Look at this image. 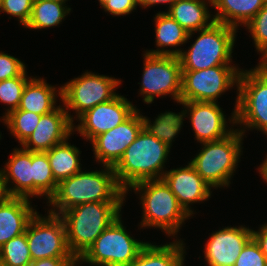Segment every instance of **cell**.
Returning <instances> with one entry per match:
<instances>
[{"mask_svg": "<svg viewBox=\"0 0 267 266\" xmlns=\"http://www.w3.org/2000/svg\"><path fill=\"white\" fill-rule=\"evenodd\" d=\"M83 172L58 183L55 194L47 203L52 205L48 212L60 215L62 212L83 203L123 202L126 192L118 184L113 167Z\"/></svg>", "mask_w": 267, "mask_h": 266, "instance_id": "cell-1", "label": "cell"}, {"mask_svg": "<svg viewBox=\"0 0 267 266\" xmlns=\"http://www.w3.org/2000/svg\"><path fill=\"white\" fill-rule=\"evenodd\" d=\"M169 152L170 147L143 128L113 167L118 184L127 194L134 184L162 179Z\"/></svg>", "mask_w": 267, "mask_h": 266, "instance_id": "cell-2", "label": "cell"}, {"mask_svg": "<svg viewBox=\"0 0 267 266\" xmlns=\"http://www.w3.org/2000/svg\"><path fill=\"white\" fill-rule=\"evenodd\" d=\"M123 203H83L59 215L65 225L68 248L77 260L96 238L121 215Z\"/></svg>", "mask_w": 267, "mask_h": 266, "instance_id": "cell-3", "label": "cell"}, {"mask_svg": "<svg viewBox=\"0 0 267 266\" xmlns=\"http://www.w3.org/2000/svg\"><path fill=\"white\" fill-rule=\"evenodd\" d=\"M131 189L140 192L143 208L141 228H159L167 236L174 237L184 221L191 216L162 179L142 181L134 184L129 190Z\"/></svg>", "mask_w": 267, "mask_h": 266, "instance_id": "cell-4", "label": "cell"}, {"mask_svg": "<svg viewBox=\"0 0 267 266\" xmlns=\"http://www.w3.org/2000/svg\"><path fill=\"white\" fill-rule=\"evenodd\" d=\"M243 134L237 129L228 136L202 142V150L190 161L197 173L212 187H228L237 168L242 149Z\"/></svg>", "mask_w": 267, "mask_h": 266, "instance_id": "cell-5", "label": "cell"}, {"mask_svg": "<svg viewBox=\"0 0 267 266\" xmlns=\"http://www.w3.org/2000/svg\"><path fill=\"white\" fill-rule=\"evenodd\" d=\"M236 28L219 22L199 30L188 51L178 56L182 71H196L219 65H230L236 39Z\"/></svg>", "mask_w": 267, "mask_h": 266, "instance_id": "cell-6", "label": "cell"}, {"mask_svg": "<svg viewBox=\"0 0 267 266\" xmlns=\"http://www.w3.org/2000/svg\"><path fill=\"white\" fill-rule=\"evenodd\" d=\"M237 99L230 121L234 124H242L238 129L245 135V129H256L264 132L267 130V77L256 69H241L238 86Z\"/></svg>", "mask_w": 267, "mask_h": 266, "instance_id": "cell-7", "label": "cell"}, {"mask_svg": "<svg viewBox=\"0 0 267 266\" xmlns=\"http://www.w3.org/2000/svg\"><path fill=\"white\" fill-rule=\"evenodd\" d=\"M147 243L138 241L127 233L120 215L96 238L77 263L129 266Z\"/></svg>", "mask_w": 267, "mask_h": 266, "instance_id": "cell-8", "label": "cell"}, {"mask_svg": "<svg viewBox=\"0 0 267 266\" xmlns=\"http://www.w3.org/2000/svg\"><path fill=\"white\" fill-rule=\"evenodd\" d=\"M121 80L113 77L99 75L92 72H85L80 77L74 78L65 83L62 87V102L71 122H74L86 111L100 103L115 98V90ZM70 109L75 110L77 117H72Z\"/></svg>", "mask_w": 267, "mask_h": 266, "instance_id": "cell-9", "label": "cell"}, {"mask_svg": "<svg viewBox=\"0 0 267 266\" xmlns=\"http://www.w3.org/2000/svg\"><path fill=\"white\" fill-rule=\"evenodd\" d=\"M143 74L140 94L143 101L151 104L155 96L171 95L173 100L180 101L182 68L178 56L152 55L144 53Z\"/></svg>", "mask_w": 267, "mask_h": 266, "instance_id": "cell-10", "label": "cell"}, {"mask_svg": "<svg viewBox=\"0 0 267 266\" xmlns=\"http://www.w3.org/2000/svg\"><path fill=\"white\" fill-rule=\"evenodd\" d=\"M241 69L219 65L196 71H182L181 101L218 102L224 92L238 86Z\"/></svg>", "mask_w": 267, "mask_h": 266, "instance_id": "cell-11", "label": "cell"}, {"mask_svg": "<svg viewBox=\"0 0 267 266\" xmlns=\"http://www.w3.org/2000/svg\"><path fill=\"white\" fill-rule=\"evenodd\" d=\"M47 214L48 216L42 217L36 212L26 227L32 261L45 258H75L67 245L62 218L50 212Z\"/></svg>", "mask_w": 267, "mask_h": 266, "instance_id": "cell-12", "label": "cell"}, {"mask_svg": "<svg viewBox=\"0 0 267 266\" xmlns=\"http://www.w3.org/2000/svg\"><path fill=\"white\" fill-rule=\"evenodd\" d=\"M143 128L142 114L137 108L125 121L90 141L96 161L114 167Z\"/></svg>", "mask_w": 267, "mask_h": 266, "instance_id": "cell-13", "label": "cell"}, {"mask_svg": "<svg viewBox=\"0 0 267 266\" xmlns=\"http://www.w3.org/2000/svg\"><path fill=\"white\" fill-rule=\"evenodd\" d=\"M130 101L122 95L96 105L83 113L78 119L80 123L73 130L86 140L103 134L125 121L135 110Z\"/></svg>", "mask_w": 267, "mask_h": 266, "instance_id": "cell-14", "label": "cell"}, {"mask_svg": "<svg viewBox=\"0 0 267 266\" xmlns=\"http://www.w3.org/2000/svg\"><path fill=\"white\" fill-rule=\"evenodd\" d=\"M177 103L182 104L189 115L195 138L199 143L222 139L234 130L229 129L226 115L217 102L180 100Z\"/></svg>", "mask_w": 267, "mask_h": 266, "instance_id": "cell-15", "label": "cell"}, {"mask_svg": "<svg viewBox=\"0 0 267 266\" xmlns=\"http://www.w3.org/2000/svg\"><path fill=\"white\" fill-rule=\"evenodd\" d=\"M249 227H225L211 234L204 257L209 266H234L245 244L252 238Z\"/></svg>", "mask_w": 267, "mask_h": 266, "instance_id": "cell-16", "label": "cell"}, {"mask_svg": "<svg viewBox=\"0 0 267 266\" xmlns=\"http://www.w3.org/2000/svg\"><path fill=\"white\" fill-rule=\"evenodd\" d=\"M73 126L65 107L59 105L52 112L41 115L38 125L22 147L31 152H47L69 139L74 132Z\"/></svg>", "mask_w": 267, "mask_h": 266, "instance_id": "cell-17", "label": "cell"}, {"mask_svg": "<svg viewBox=\"0 0 267 266\" xmlns=\"http://www.w3.org/2000/svg\"><path fill=\"white\" fill-rule=\"evenodd\" d=\"M162 180L191 216L195 213L190 209V204L202 202L211 197V186L197 173L190 162L185 167L165 171Z\"/></svg>", "mask_w": 267, "mask_h": 266, "instance_id": "cell-18", "label": "cell"}, {"mask_svg": "<svg viewBox=\"0 0 267 266\" xmlns=\"http://www.w3.org/2000/svg\"><path fill=\"white\" fill-rule=\"evenodd\" d=\"M34 210L25 197L13 196L0 205V247L25 233L29 221L37 212Z\"/></svg>", "mask_w": 267, "mask_h": 266, "instance_id": "cell-19", "label": "cell"}, {"mask_svg": "<svg viewBox=\"0 0 267 266\" xmlns=\"http://www.w3.org/2000/svg\"><path fill=\"white\" fill-rule=\"evenodd\" d=\"M10 155L6 166L2 168L7 185L15 183L9 188L10 194L30 199L33 197L32 152L16 148Z\"/></svg>", "mask_w": 267, "mask_h": 266, "instance_id": "cell-20", "label": "cell"}, {"mask_svg": "<svg viewBox=\"0 0 267 266\" xmlns=\"http://www.w3.org/2000/svg\"><path fill=\"white\" fill-rule=\"evenodd\" d=\"M56 89L42 78H30L24 87L18 109L39 115L52 112L57 108V97L62 100V87Z\"/></svg>", "mask_w": 267, "mask_h": 266, "instance_id": "cell-21", "label": "cell"}, {"mask_svg": "<svg viewBox=\"0 0 267 266\" xmlns=\"http://www.w3.org/2000/svg\"><path fill=\"white\" fill-rule=\"evenodd\" d=\"M208 3L212 6V0H177L166 13L189 34H194L215 22L209 13Z\"/></svg>", "mask_w": 267, "mask_h": 266, "instance_id": "cell-22", "label": "cell"}, {"mask_svg": "<svg viewBox=\"0 0 267 266\" xmlns=\"http://www.w3.org/2000/svg\"><path fill=\"white\" fill-rule=\"evenodd\" d=\"M155 37L156 50H146V53L152 55H172L179 56L183 50L176 49L177 46L185 44L191 39L192 34H189L178 22L170 17L166 12H158L155 17ZM175 47V50H165L164 48Z\"/></svg>", "mask_w": 267, "mask_h": 266, "instance_id": "cell-23", "label": "cell"}, {"mask_svg": "<svg viewBox=\"0 0 267 266\" xmlns=\"http://www.w3.org/2000/svg\"><path fill=\"white\" fill-rule=\"evenodd\" d=\"M267 0H212L216 22L238 28L246 25L266 4Z\"/></svg>", "mask_w": 267, "mask_h": 266, "instance_id": "cell-24", "label": "cell"}, {"mask_svg": "<svg viewBox=\"0 0 267 266\" xmlns=\"http://www.w3.org/2000/svg\"><path fill=\"white\" fill-rule=\"evenodd\" d=\"M184 247L181 239L162 246L147 243L129 266H184Z\"/></svg>", "mask_w": 267, "mask_h": 266, "instance_id": "cell-25", "label": "cell"}, {"mask_svg": "<svg viewBox=\"0 0 267 266\" xmlns=\"http://www.w3.org/2000/svg\"><path fill=\"white\" fill-rule=\"evenodd\" d=\"M67 141L68 139L46 152L57 183L75 175L82 169L79 159L80 150Z\"/></svg>", "mask_w": 267, "mask_h": 266, "instance_id": "cell-26", "label": "cell"}, {"mask_svg": "<svg viewBox=\"0 0 267 266\" xmlns=\"http://www.w3.org/2000/svg\"><path fill=\"white\" fill-rule=\"evenodd\" d=\"M67 4L51 0H34L32 12L25 28L46 29L59 25L65 16L71 12Z\"/></svg>", "mask_w": 267, "mask_h": 266, "instance_id": "cell-27", "label": "cell"}, {"mask_svg": "<svg viewBox=\"0 0 267 266\" xmlns=\"http://www.w3.org/2000/svg\"><path fill=\"white\" fill-rule=\"evenodd\" d=\"M186 116L185 110L178 114L175 112H165L158 115L153 124L149 118L142 115L144 128L168 147L171 148L172 141L181 130Z\"/></svg>", "mask_w": 267, "mask_h": 266, "instance_id": "cell-28", "label": "cell"}, {"mask_svg": "<svg viewBox=\"0 0 267 266\" xmlns=\"http://www.w3.org/2000/svg\"><path fill=\"white\" fill-rule=\"evenodd\" d=\"M33 196H45L48 201L55 194V181L46 152H32Z\"/></svg>", "mask_w": 267, "mask_h": 266, "instance_id": "cell-29", "label": "cell"}, {"mask_svg": "<svg viewBox=\"0 0 267 266\" xmlns=\"http://www.w3.org/2000/svg\"><path fill=\"white\" fill-rule=\"evenodd\" d=\"M41 115L34 112L15 109L2 117L10 133L16 137L18 143L22 145L33 133L38 125Z\"/></svg>", "mask_w": 267, "mask_h": 266, "instance_id": "cell-30", "label": "cell"}, {"mask_svg": "<svg viewBox=\"0 0 267 266\" xmlns=\"http://www.w3.org/2000/svg\"><path fill=\"white\" fill-rule=\"evenodd\" d=\"M3 266H29L32 263L31 253L25 233L10 239L0 247Z\"/></svg>", "mask_w": 267, "mask_h": 266, "instance_id": "cell-31", "label": "cell"}, {"mask_svg": "<svg viewBox=\"0 0 267 266\" xmlns=\"http://www.w3.org/2000/svg\"><path fill=\"white\" fill-rule=\"evenodd\" d=\"M26 70L17 77L0 81V102L8 105L6 113L18 109L26 83L30 80Z\"/></svg>", "mask_w": 267, "mask_h": 266, "instance_id": "cell-32", "label": "cell"}, {"mask_svg": "<svg viewBox=\"0 0 267 266\" xmlns=\"http://www.w3.org/2000/svg\"><path fill=\"white\" fill-rule=\"evenodd\" d=\"M244 27L249 30L255 48L259 52L267 45V2Z\"/></svg>", "mask_w": 267, "mask_h": 266, "instance_id": "cell-33", "label": "cell"}, {"mask_svg": "<svg viewBox=\"0 0 267 266\" xmlns=\"http://www.w3.org/2000/svg\"><path fill=\"white\" fill-rule=\"evenodd\" d=\"M234 266H267V258L253 237L245 244Z\"/></svg>", "mask_w": 267, "mask_h": 266, "instance_id": "cell-34", "label": "cell"}, {"mask_svg": "<svg viewBox=\"0 0 267 266\" xmlns=\"http://www.w3.org/2000/svg\"><path fill=\"white\" fill-rule=\"evenodd\" d=\"M34 0H2L0 12H5L13 17H17L22 26L28 23Z\"/></svg>", "mask_w": 267, "mask_h": 266, "instance_id": "cell-35", "label": "cell"}, {"mask_svg": "<svg viewBox=\"0 0 267 266\" xmlns=\"http://www.w3.org/2000/svg\"><path fill=\"white\" fill-rule=\"evenodd\" d=\"M25 70L26 66L20 59L0 52V81L20 76Z\"/></svg>", "mask_w": 267, "mask_h": 266, "instance_id": "cell-36", "label": "cell"}, {"mask_svg": "<svg viewBox=\"0 0 267 266\" xmlns=\"http://www.w3.org/2000/svg\"><path fill=\"white\" fill-rule=\"evenodd\" d=\"M137 5V0H109L102 8L113 16H120L130 14Z\"/></svg>", "mask_w": 267, "mask_h": 266, "instance_id": "cell-37", "label": "cell"}, {"mask_svg": "<svg viewBox=\"0 0 267 266\" xmlns=\"http://www.w3.org/2000/svg\"><path fill=\"white\" fill-rule=\"evenodd\" d=\"M76 258H45L32 261L29 266H76Z\"/></svg>", "mask_w": 267, "mask_h": 266, "instance_id": "cell-38", "label": "cell"}, {"mask_svg": "<svg viewBox=\"0 0 267 266\" xmlns=\"http://www.w3.org/2000/svg\"><path fill=\"white\" fill-rule=\"evenodd\" d=\"M252 237L267 258V224L262 225L258 231L253 230Z\"/></svg>", "mask_w": 267, "mask_h": 266, "instance_id": "cell-39", "label": "cell"}, {"mask_svg": "<svg viewBox=\"0 0 267 266\" xmlns=\"http://www.w3.org/2000/svg\"><path fill=\"white\" fill-rule=\"evenodd\" d=\"M9 185H7L6 177L3 169L0 170V205L7 202L13 196L10 194Z\"/></svg>", "mask_w": 267, "mask_h": 266, "instance_id": "cell-40", "label": "cell"}, {"mask_svg": "<svg viewBox=\"0 0 267 266\" xmlns=\"http://www.w3.org/2000/svg\"><path fill=\"white\" fill-rule=\"evenodd\" d=\"M176 1L177 0H137V3L142 8L150 7L151 5L155 6L156 4L167 3L170 8Z\"/></svg>", "mask_w": 267, "mask_h": 266, "instance_id": "cell-41", "label": "cell"}, {"mask_svg": "<svg viewBox=\"0 0 267 266\" xmlns=\"http://www.w3.org/2000/svg\"><path fill=\"white\" fill-rule=\"evenodd\" d=\"M259 53H262L261 56V61L259 62L258 65L254 69H266L267 68V45L264 46Z\"/></svg>", "mask_w": 267, "mask_h": 266, "instance_id": "cell-42", "label": "cell"}, {"mask_svg": "<svg viewBox=\"0 0 267 266\" xmlns=\"http://www.w3.org/2000/svg\"><path fill=\"white\" fill-rule=\"evenodd\" d=\"M259 174L267 183V156L262 164L258 167Z\"/></svg>", "mask_w": 267, "mask_h": 266, "instance_id": "cell-43", "label": "cell"}, {"mask_svg": "<svg viewBox=\"0 0 267 266\" xmlns=\"http://www.w3.org/2000/svg\"><path fill=\"white\" fill-rule=\"evenodd\" d=\"M256 70L262 72L267 77V68L266 69H256Z\"/></svg>", "mask_w": 267, "mask_h": 266, "instance_id": "cell-44", "label": "cell"}, {"mask_svg": "<svg viewBox=\"0 0 267 266\" xmlns=\"http://www.w3.org/2000/svg\"><path fill=\"white\" fill-rule=\"evenodd\" d=\"M99 1V3H100V5H101V7L105 4V3H107L109 0H98Z\"/></svg>", "mask_w": 267, "mask_h": 266, "instance_id": "cell-45", "label": "cell"}, {"mask_svg": "<svg viewBox=\"0 0 267 266\" xmlns=\"http://www.w3.org/2000/svg\"><path fill=\"white\" fill-rule=\"evenodd\" d=\"M51 1L66 3L67 0H51Z\"/></svg>", "mask_w": 267, "mask_h": 266, "instance_id": "cell-46", "label": "cell"}, {"mask_svg": "<svg viewBox=\"0 0 267 266\" xmlns=\"http://www.w3.org/2000/svg\"><path fill=\"white\" fill-rule=\"evenodd\" d=\"M0 266H3V262H2V260H1V257H0Z\"/></svg>", "mask_w": 267, "mask_h": 266, "instance_id": "cell-47", "label": "cell"}, {"mask_svg": "<svg viewBox=\"0 0 267 266\" xmlns=\"http://www.w3.org/2000/svg\"><path fill=\"white\" fill-rule=\"evenodd\" d=\"M1 7H2V0H0V11H1Z\"/></svg>", "mask_w": 267, "mask_h": 266, "instance_id": "cell-48", "label": "cell"}]
</instances>
